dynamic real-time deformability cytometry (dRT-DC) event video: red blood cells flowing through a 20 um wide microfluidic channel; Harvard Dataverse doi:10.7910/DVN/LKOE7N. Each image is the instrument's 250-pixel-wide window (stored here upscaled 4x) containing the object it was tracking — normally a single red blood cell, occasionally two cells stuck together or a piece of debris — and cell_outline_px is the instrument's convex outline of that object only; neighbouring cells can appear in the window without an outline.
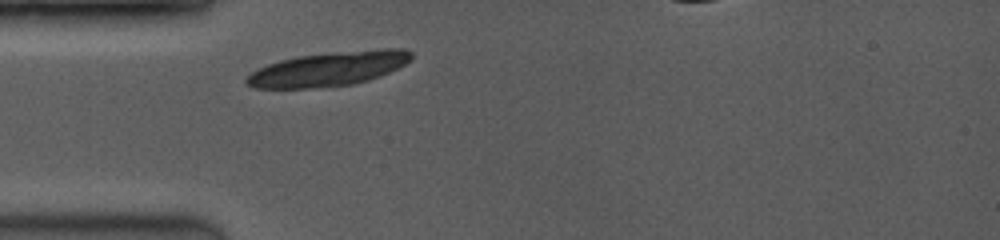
{"species": "common noctule bat (a hibernating species)", "species_latin": "Nyctalus noctula", "temperature_condition": "room temperature", "stored_images_in_passage": 1, "camera_frame_rate_fps": 3500, "um_per_image_px": 0.085, "animal": {"sex": "female", "body_mass_g": 19.0, "forearm_length_mm": 53.3}, "frame": {"image": 1, "passage_image": 1, "time_ms": 0.0, "image_size_px": [1000, 240], "cell_outline_px": [[412, 60], [388, 72], [368, 80], [352, 84], [316, 88], [252, 88], [244, 80], [252, 72], [268, 64], [280, 60], [300, 56], [328, 52], [384, 48], [404, 48], [412, 52]], "centroid_in_image_um": [27.95, 5.84], "position_along_channel_um": 57.1, "area_um2": 32.83}}